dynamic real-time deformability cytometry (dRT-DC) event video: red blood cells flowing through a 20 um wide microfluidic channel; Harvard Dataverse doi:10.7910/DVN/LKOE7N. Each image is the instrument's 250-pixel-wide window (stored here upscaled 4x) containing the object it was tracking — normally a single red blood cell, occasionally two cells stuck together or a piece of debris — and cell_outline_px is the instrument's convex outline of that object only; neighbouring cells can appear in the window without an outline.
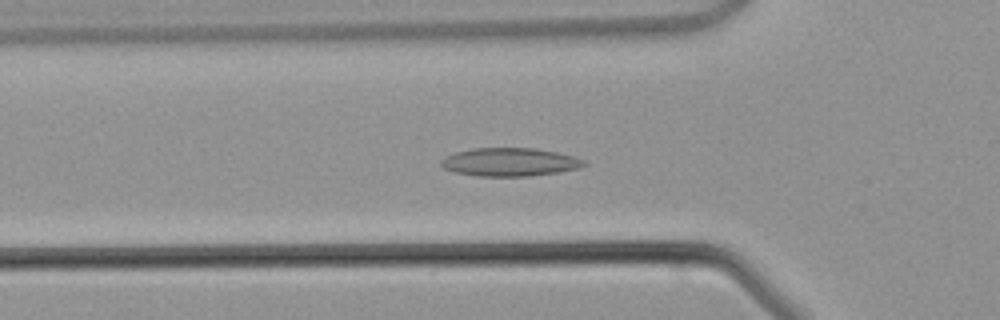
{"species": "common noctule bat (a hibernating species)", "species_latin": "Nyctalus noctula", "temperature_condition": "warm", "stored_images_in_passage": 44, "camera_frame_rate_fps": 3000, "um_per_image_px": 0.085, "animal": {"sex": "male", "body_mass_g": 21.5, "forearm_length_mm": 52.0}, "frame": {"image": 1, "passage_image": 13, "time_ms": 4.0, "image_size_px": [1000, 320], "cell_outline_px": [[588, 164], [580, 168], [560, 172], [528, 176], [476, 176], [456, 172], [444, 168], [440, 164], [440, 160], [456, 152], [472, 148], [532, 148], [556, 152], [572, 156], [584, 160]], "centroid_in_image_um": [43.35, 13.78], "position_along_channel_um": 82.5, "area_um2": 23.47}}
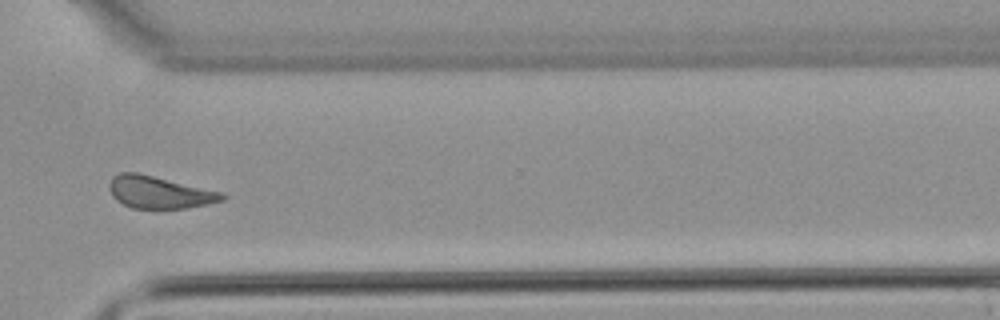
{"frame": {"image": 2, "passage_image": 31, "time_ms": 10.0, "image_size_px": [1000, 320], "cell_outline_px": [[228, 196], [224, 200], [208, 204], [184, 208], [132, 208], [116, 200], [112, 196], [108, 188], [112, 176], [120, 172], [136, 172], [220, 192]], "centroid_in_image_um": [13.5, 16.34], "position_along_channel_um": 357.1, "area_um2": 20.92}}
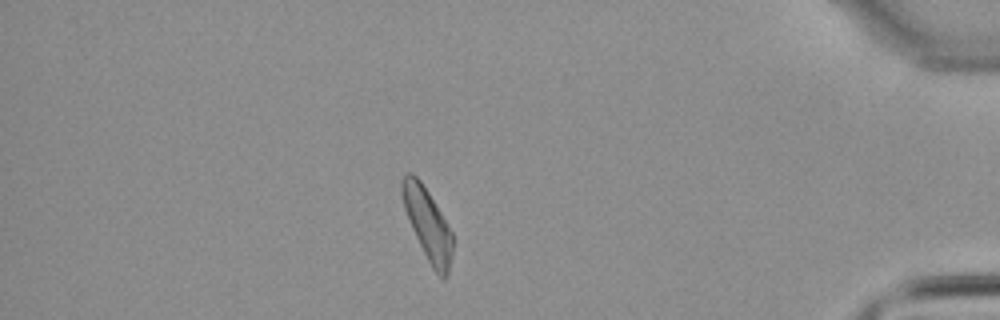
{"frame": {"image": 3, "passage_image": 37, "time_ms": 12.0, "image_size_px": [1000, 320], "cell_outline_px": [[452, 252], [448, 272], [444, 280], [432, 268], [412, 228], [404, 208], [400, 192], [400, 180], [404, 172], [412, 172], [420, 180], [428, 192], [452, 232]], "centroid_in_image_um": [36.31, 18.99], "position_along_channel_um": 398.9, "area_um2": 20.81}}